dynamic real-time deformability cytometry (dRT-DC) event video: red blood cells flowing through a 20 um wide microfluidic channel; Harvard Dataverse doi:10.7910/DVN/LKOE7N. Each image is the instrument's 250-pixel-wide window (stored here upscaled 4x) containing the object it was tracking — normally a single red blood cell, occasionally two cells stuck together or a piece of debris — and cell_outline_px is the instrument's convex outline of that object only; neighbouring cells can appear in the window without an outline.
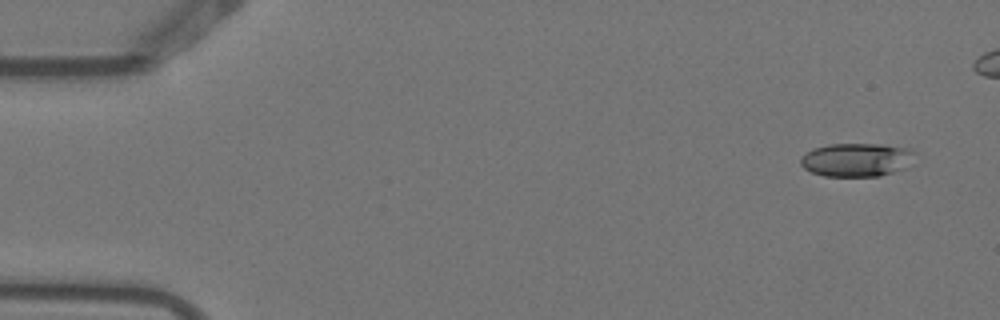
{"species": "Egyptian fruit bat (a non-hibernating species)", "species_latin": "Rousettus aegyptiacus", "temperature_condition": "warm", "stored_images_in_passage": 5, "camera_frame_rate_fps": 3000, "um_per_image_px": 0.085, "animal": {"sex": "female"}, "frame": {"image": 1, "passage_image": 1, "time_ms": 0.0, "image_size_px": [1000, 320], "cell_outline_px": [[916, 152], [904, 168], [880, 176], [824, 176], [812, 172], [804, 168], [800, 164], [800, 160], [812, 148], [828, 144], [884, 144], [912, 148]], "centroid_in_image_um": [72.81, 13.57], "position_along_channel_um": 12.2, "area_um2": 22.25}}